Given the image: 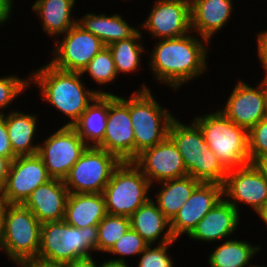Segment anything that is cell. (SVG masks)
<instances>
[{
    "instance_id": "1",
    "label": "cell",
    "mask_w": 267,
    "mask_h": 267,
    "mask_svg": "<svg viewBox=\"0 0 267 267\" xmlns=\"http://www.w3.org/2000/svg\"><path fill=\"white\" fill-rule=\"evenodd\" d=\"M205 43L211 42L192 32L157 40L149 54V71L154 74V80L177 91L182 85L202 77L209 69L207 55L211 51Z\"/></svg>"
},
{
    "instance_id": "2",
    "label": "cell",
    "mask_w": 267,
    "mask_h": 267,
    "mask_svg": "<svg viewBox=\"0 0 267 267\" xmlns=\"http://www.w3.org/2000/svg\"><path fill=\"white\" fill-rule=\"evenodd\" d=\"M29 74L30 86L36 84L41 99L70 119L62 126L72 127L98 94H113L101 87L100 90L87 88L81 72L60 70L49 62Z\"/></svg>"
},
{
    "instance_id": "3",
    "label": "cell",
    "mask_w": 267,
    "mask_h": 267,
    "mask_svg": "<svg viewBox=\"0 0 267 267\" xmlns=\"http://www.w3.org/2000/svg\"><path fill=\"white\" fill-rule=\"evenodd\" d=\"M98 226L75 228L64 220L44 222L40 229L38 258L47 263L68 264L97 252Z\"/></svg>"
},
{
    "instance_id": "4",
    "label": "cell",
    "mask_w": 267,
    "mask_h": 267,
    "mask_svg": "<svg viewBox=\"0 0 267 267\" xmlns=\"http://www.w3.org/2000/svg\"><path fill=\"white\" fill-rule=\"evenodd\" d=\"M1 250L17 267L38 258L41 223L20 204L1 203Z\"/></svg>"
},
{
    "instance_id": "5",
    "label": "cell",
    "mask_w": 267,
    "mask_h": 267,
    "mask_svg": "<svg viewBox=\"0 0 267 267\" xmlns=\"http://www.w3.org/2000/svg\"><path fill=\"white\" fill-rule=\"evenodd\" d=\"M192 121L200 128L206 144L227 170L250 163L248 131L228 119L220 109L195 116Z\"/></svg>"
},
{
    "instance_id": "6",
    "label": "cell",
    "mask_w": 267,
    "mask_h": 267,
    "mask_svg": "<svg viewBox=\"0 0 267 267\" xmlns=\"http://www.w3.org/2000/svg\"><path fill=\"white\" fill-rule=\"evenodd\" d=\"M130 95V116L135 138V158L145 149L159 144L168 136L171 121L176 117L162 107L151 89L141 84Z\"/></svg>"
},
{
    "instance_id": "7",
    "label": "cell",
    "mask_w": 267,
    "mask_h": 267,
    "mask_svg": "<svg viewBox=\"0 0 267 267\" xmlns=\"http://www.w3.org/2000/svg\"><path fill=\"white\" fill-rule=\"evenodd\" d=\"M151 184L132 161H123L113 170L103 196L110 215L130 217L151 197Z\"/></svg>"
},
{
    "instance_id": "8",
    "label": "cell",
    "mask_w": 267,
    "mask_h": 267,
    "mask_svg": "<svg viewBox=\"0 0 267 267\" xmlns=\"http://www.w3.org/2000/svg\"><path fill=\"white\" fill-rule=\"evenodd\" d=\"M120 160L98 147H87L64 178L69 193H103Z\"/></svg>"
},
{
    "instance_id": "9",
    "label": "cell",
    "mask_w": 267,
    "mask_h": 267,
    "mask_svg": "<svg viewBox=\"0 0 267 267\" xmlns=\"http://www.w3.org/2000/svg\"><path fill=\"white\" fill-rule=\"evenodd\" d=\"M55 41L53 54L49 62L55 68L64 71L82 72L93 57L104 47V43L78 23Z\"/></svg>"
},
{
    "instance_id": "10",
    "label": "cell",
    "mask_w": 267,
    "mask_h": 267,
    "mask_svg": "<svg viewBox=\"0 0 267 267\" xmlns=\"http://www.w3.org/2000/svg\"><path fill=\"white\" fill-rule=\"evenodd\" d=\"M98 148L114 154L121 162L135 159V138L130 116V96L108 94V119Z\"/></svg>"
},
{
    "instance_id": "11",
    "label": "cell",
    "mask_w": 267,
    "mask_h": 267,
    "mask_svg": "<svg viewBox=\"0 0 267 267\" xmlns=\"http://www.w3.org/2000/svg\"><path fill=\"white\" fill-rule=\"evenodd\" d=\"M39 143L38 155L52 178L62 179L88 147L70 126H62Z\"/></svg>"
},
{
    "instance_id": "12",
    "label": "cell",
    "mask_w": 267,
    "mask_h": 267,
    "mask_svg": "<svg viewBox=\"0 0 267 267\" xmlns=\"http://www.w3.org/2000/svg\"><path fill=\"white\" fill-rule=\"evenodd\" d=\"M51 179L38 154L17 156L12 160L5 185L0 189V203L23 205L36 188Z\"/></svg>"
},
{
    "instance_id": "13",
    "label": "cell",
    "mask_w": 267,
    "mask_h": 267,
    "mask_svg": "<svg viewBox=\"0 0 267 267\" xmlns=\"http://www.w3.org/2000/svg\"><path fill=\"white\" fill-rule=\"evenodd\" d=\"M227 98L222 113L236 125L249 131L261 119L267 117V78L256 86L237 79Z\"/></svg>"
},
{
    "instance_id": "14",
    "label": "cell",
    "mask_w": 267,
    "mask_h": 267,
    "mask_svg": "<svg viewBox=\"0 0 267 267\" xmlns=\"http://www.w3.org/2000/svg\"><path fill=\"white\" fill-rule=\"evenodd\" d=\"M223 197L239 212L240 204L258 212L267 202V181L253 163L228 170Z\"/></svg>"
},
{
    "instance_id": "15",
    "label": "cell",
    "mask_w": 267,
    "mask_h": 267,
    "mask_svg": "<svg viewBox=\"0 0 267 267\" xmlns=\"http://www.w3.org/2000/svg\"><path fill=\"white\" fill-rule=\"evenodd\" d=\"M152 38H178L191 30L190 0H155L150 13L138 26Z\"/></svg>"
},
{
    "instance_id": "16",
    "label": "cell",
    "mask_w": 267,
    "mask_h": 267,
    "mask_svg": "<svg viewBox=\"0 0 267 267\" xmlns=\"http://www.w3.org/2000/svg\"><path fill=\"white\" fill-rule=\"evenodd\" d=\"M132 162L147 177L151 188H155L154 183L188 175L183 158L169 136L142 151Z\"/></svg>"
},
{
    "instance_id": "17",
    "label": "cell",
    "mask_w": 267,
    "mask_h": 267,
    "mask_svg": "<svg viewBox=\"0 0 267 267\" xmlns=\"http://www.w3.org/2000/svg\"><path fill=\"white\" fill-rule=\"evenodd\" d=\"M223 198V185L214 182H201L190 198L170 221L175 240L189 235L202 218Z\"/></svg>"
},
{
    "instance_id": "18",
    "label": "cell",
    "mask_w": 267,
    "mask_h": 267,
    "mask_svg": "<svg viewBox=\"0 0 267 267\" xmlns=\"http://www.w3.org/2000/svg\"><path fill=\"white\" fill-rule=\"evenodd\" d=\"M240 213L223 197L196 225L189 239L201 242H222L239 230Z\"/></svg>"
},
{
    "instance_id": "19",
    "label": "cell",
    "mask_w": 267,
    "mask_h": 267,
    "mask_svg": "<svg viewBox=\"0 0 267 267\" xmlns=\"http://www.w3.org/2000/svg\"><path fill=\"white\" fill-rule=\"evenodd\" d=\"M69 191L62 179L52 178L40 185L23 204L42 224L64 219Z\"/></svg>"
},
{
    "instance_id": "20",
    "label": "cell",
    "mask_w": 267,
    "mask_h": 267,
    "mask_svg": "<svg viewBox=\"0 0 267 267\" xmlns=\"http://www.w3.org/2000/svg\"><path fill=\"white\" fill-rule=\"evenodd\" d=\"M233 0H190L191 30L209 42L222 31L234 11Z\"/></svg>"
},
{
    "instance_id": "21",
    "label": "cell",
    "mask_w": 267,
    "mask_h": 267,
    "mask_svg": "<svg viewBox=\"0 0 267 267\" xmlns=\"http://www.w3.org/2000/svg\"><path fill=\"white\" fill-rule=\"evenodd\" d=\"M130 226L149 245L175 241L170 220L159 210L152 198L130 216Z\"/></svg>"
},
{
    "instance_id": "22",
    "label": "cell",
    "mask_w": 267,
    "mask_h": 267,
    "mask_svg": "<svg viewBox=\"0 0 267 267\" xmlns=\"http://www.w3.org/2000/svg\"><path fill=\"white\" fill-rule=\"evenodd\" d=\"M107 215L103 193H69L64 221L75 228L98 226Z\"/></svg>"
},
{
    "instance_id": "23",
    "label": "cell",
    "mask_w": 267,
    "mask_h": 267,
    "mask_svg": "<svg viewBox=\"0 0 267 267\" xmlns=\"http://www.w3.org/2000/svg\"><path fill=\"white\" fill-rule=\"evenodd\" d=\"M38 115L24 113L18 110H10L4 114L7 133L13 153L16 156H26L38 154L39 142L37 144L35 135L38 131Z\"/></svg>"
},
{
    "instance_id": "24",
    "label": "cell",
    "mask_w": 267,
    "mask_h": 267,
    "mask_svg": "<svg viewBox=\"0 0 267 267\" xmlns=\"http://www.w3.org/2000/svg\"><path fill=\"white\" fill-rule=\"evenodd\" d=\"M76 1L36 0L31 9L40 19L43 32L52 38L59 37L78 22L73 16Z\"/></svg>"
},
{
    "instance_id": "25",
    "label": "cell",
    "mask_w": 267,
    "mask_h": 267,
    "mask_svg": "<svg viewBox=\"0 0 267 267\" xmlns=\"http://www.w3.org/2000/svg\"><path fill=\"white\" fill-rule=\"evenodd\" d=\"M86 31L98 37L105 46L114 42L126 40L133 37L139 29L127 23L119 13L106 15V13L95 14L88 12L78 18L77 22Z\"/></svg>"
},
{
    "instance_id": "26",
    "label": "cell",
    "mask_w": 267,
    "mask_h": 267,
    "mask_svg": "<svg viewBox=\"0 0 267 267\" xmlns=\"http://www.w3.org/2000/svg\"><path fill=\"white\" fill-rule=\"evenodd\" d=\"M184 124L176 117L171 121L168 136L180 152L187 174L194 178V165H198V158L207 145L200 128L191 121Z\"/></svg>"
},
{
    "instance_id": "27",
    "label": "cell",
    "mask_w": 267,
    "mask_h": 267,
    "mask_svg": "<svg viewBox=\"0 0 267 267\" xmlns=\"http://www.w3.org/2000/svg\"><path fill=\"white\" fill-rule=\"evenodd\" d=\"M108 119V94H98L72 126L88 147H98Z\"/></svg>"
},
{
    "instance_id": "28",
    "label": "cell",
    "mask_w": 267,
    "mask_h": 267,
    "mask_svg": "<svg viewBox=\"0 0 267 267\" xmlns=\"http://www.w3.org/2000/svg\"><path fill=\"white\" fill-rule=\"evenodd\" d=\"M201 181L186 175L160 182L161 186L153 200L159 210L171 221L190 198Z\"/></svg>"
},
{
    "instance_id": "29",
    "label": "cell",
    "mask_w": 267,
    "mask_h": 267,
    "mask_svg": "<svg viewBox=\"0 0 267 267\" xmlns=\"http://www.w3.org/2000/svg\"><path fill=\"white\" fill-rule=\"evenodd\" d=\"M216 245L208 256L210 267H253L251 260L261 251V245L231 237ZM250 262V263H249Z\"/></svg>"
},
{
    "instance_id": "30",
    "label": "cell",
    "mask_w": 267,
    "mask_h": 267,
    "mask_svg": "<svg viewBox=\"0 0 267 267\" xmlns=\"http://www.w3.org/2000/svg\"><path fill=\"white\" fill-rule=\"evenodd\" d=\"M140 30L130 39L120 40L109 45L117 74L138 73L141 69V56L146 52Z\"/></svg>"
},
{
    "instance_id": "31",
    "label": "cell",
    "mask_w": 267,
    "mask_h": 267,
    "mask_svg": "<svg viewBox=\"0 0 267 267\" xmlns=\"http://www.w3.org/2000/svg\"><path fill=\"white\" fill-rule=\"evenodd\" d=\"M130 227V217L107 214L98 224L97 252L107 253Z\"/></svg>"
},
{
    "instance_id": "32",
    "label": "cell",
    "mask_w": 267,
    "mask_h": 267,
    "mask_svg": "<svg viewBox=\"0 0 267 267\" xmlns=\"http://www.w3.org/2000/svg\"><path fill=\"white\" fill-rule=\"evenodd\" d=\"M87 73L100 86L115 83V79L119 76L116 72L114 59L108 46H105L97 53L81 72L83 76Z\"/></svg>"
},
{
    "instance_id": "33",
    "label": "cell",
    "mask_w": 267,
    "mask_h": 267,
    "mask_svg": "<svg viewBox=\"0 0 267 267\" xmlns=\"http://www.w3.org/2000/svg\"><path fill=\"white\" fill-rule=\"evenodd\" d=\"M227 173L218 156L206 145L198 158V165H194V179L223 185Z\"/></svg>"
},
{
    "instance_id": "34",
    "label": "cell",
    "mask_w": 267,
    "mask_h": 267,
    "mask_svg": "<svg viewBox=\"0 0 267 267\" xmlns=\"http://www.w3.org/2000/svg\"><path fill=\"white\" fill-rule=\"evenodd\" d=\"M149 244L131 227L126 233L111 247L106 254L115 255L117 258L110 260L126 262V256L139 257ZM124 256V257H123Z\"/></svg>"
},
{
    "instance_id": "35",
    "label": "cell",
    "mask_w": 267,
    "mask_h": 267,
    "mask_svg": "<svg viewBox=\"0 0 267 267\" xmlns=\"http://www.w3.org/2000/svg\"><path fill=\"white\" fill-rule=\"evenodd\" d=\"M28 87L31 88L30 76L24 79L14 74L0 77V115H4L6 108L24 94Z\"/></svg>"
},
{
    "instance_id": "36",
    "label": "cell",
    "mask_w": 267,
    "mask_h": 267,
    "mask_svg": "<svg viewBox=\"0 0 267 267\" xmlns=\"http://www.w3.org/2000/svg\"><path fill=\"white\" fill-rule=\"evenodd\" d=\"M177 240L164 244H151L139 255L137 267H174V258L168 253V249L173 246ZM154 246V247H153ZM173 259V260H172Z\"/></svg>"
},
{
    "instance_id": "37",
    "label": "cell",
    "mask_w": 267,
    "mask_h": 267,
    "mask_svg": "<svg viewBox=\"0 0 267 267\" xmlns=\"http://www.w3.org/2000/svg\"><path fill=\"white\" fill-rule=\"evenodd\" d=\"M248 151L250 163L256 158L267 155V117L248 131Z\"/></svg>"
},
{
    "instance_id": "38",
    "label": "cell",
    "mask_w": 267,
    "mask_h": 267,
    "mask_svg": "<svg viewBox=\"0 0 267 267\" xmlns=\"http://www.w3.org/2000/svg\"><path fill=\"white\" fill-rule=\"evenodd\" d=\"M257 42V56L258 61H260L262 67L264 68L265 79L267 78V29L260 30L256 35Z\"/></svg>"
},
{
    "instance_id": "39",
    "label": "cell",
    "mask_w": 267,
    "mask_h": 267,
    "mask_svg": "<svg viewBox=\"0 0 267 267\" xmlns=\"http://www.w3.org/2000/svg\"><path fill=\"white\" fill-rule=\"evenodd\" d=\"M0 155L7 158L17 157L10 145L4 115H0Z\"/></svg>"
},
{
    "instance_id": "40",
    "label": "cell",
    "mask_w": 267,
    "mask_h": 267,
    "mask_svg": "<svg viewBox=\"0 0 267 267\" xmlns=\"http://www.w3.org/2000/svg\"><path fill=\"white\" fill-rule=\"evenodd\" d=\"M14 3L12 0H0V26H4L12 17Z\"/></svg>"
},
{
    "instance_id": "41",
    "label": "cell",
    "mask_w": 267,
    "mask_h": 267,
    "mask_svg": "<svg viewBox=\"0 0 267 267\" xmlns=\"http://www.w3.org/2000/svg\"><path fill=\"white\" fill-rule=\"evenodd\" d=\"M13 159L14 158H7L0 155V189L5 185Z\"/></svg>"
},
{
    "instance_id": "42",
    "label": "cell",
    "mask_w": 267,
    "mask_h": 267,
    "mask_svg": "<svg viewBox=\"0 0 267 267\" xmlns=\"http://www.w3.org/2000/svg\"><path fill=\"white\" fill-rule=\"evenodd\" d=\"M95 257L89 256L84 258L76 259L74 262L68 263V267H100L94 261Z\"/></svg>"
},
{
    "instance_id": "43",
    "label": "cell",
    "mask_w": 267,
    "mask_h": 267,
    "mask_svg": "<svg viewBox=\"0 0 267 267\" xmlns=\"http://www.w3.org/2000/svg\"><path fill=\"white\" fill-rule=\"evenodd\" d=\"M252 163L267 181V155L256 158Z\"/></svg>"
},
{
    "instance_id": "44",
    "label": "cell",
    "mask_w": 267,
    "mask_h": 267,
    "mask_svg": "<svg viewBox=\"0 0 267 267\" xmlns=\"http://www.w3.org/2000/svg\"><path fill=\"white\" fill-rule=\"evenodd\" d=\"M24 267H68V264L47 263L41 260L28 262Z\"/></svg>"
},
{
    "instance_id": "45",
    "label": "cell",
    "mask_w": 267,
    "mask_h": 267,
    "mask_svg": "<svg viewBox=\"0 0 267 267\" xmlns=\"http://www.w3.org/2000/svg\"><path fill=\"white\" fill-rule=\"evenodd\" d=\"M100 267H133L128 265V262H120V261H113V260H104L103 263L100 264Z\"/></svg>"
},
{
    "instance_id": "46",
    "label": "cell",
    "mask_w": 267,
    "mask_h": 267,
    "mask_svg": "<svg viewBox=\"0 0 267 267\" xmlns=\"http://www.w3.org/2000/svg\"><path fill=\"white\" fill-rule=\"evenodd\" d=\"M257 215L267 225V202Z\"/></svg>"
},
{
    "instance_id": "47",
    "label": "cell",
    "mask_w": 267,
    "mask_h": 267,
    "mask_svg": "<svg viewBox=\"0 0 267 267\" xmlns=\"http://www.w3.org/2000/svg\"><path fill=\"white\" fill-rule=\"evenodd\" d=\"M1 237H2V213H1V203H0V249H1Z\"/></svg>"
},
{
    "instance_id": "48",
    "label": "cell",
    "mask_w": 267,
    "mask_h": 267,
    "mask_svg": "<svg viewBox=\"0 0 267 267\" xmlns=\"http://www.w3.org/2000/svg\"><path fill=\"white\" fill-rule=\"evenodd\" d=\"M253 267H267V266H263V265L260 266V265H257V264H256V265H254Z\"/></svg>"
}]
</instances>
